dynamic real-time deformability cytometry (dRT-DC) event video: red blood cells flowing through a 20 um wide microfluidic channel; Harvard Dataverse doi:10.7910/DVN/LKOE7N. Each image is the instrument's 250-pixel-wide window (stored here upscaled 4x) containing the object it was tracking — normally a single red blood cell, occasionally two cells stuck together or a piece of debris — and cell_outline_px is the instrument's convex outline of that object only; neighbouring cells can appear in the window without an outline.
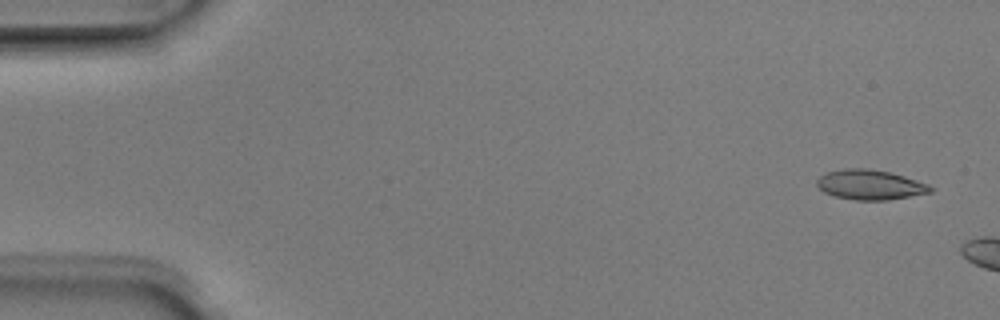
{"species": "Egyptian fruit bat (a non-hibernating species)", "species_latin": "Rousettus aegyptiacus", "temperature_condition": "room temperature", "stored_images_in_passage": 3, "camera_frame_rate_fps": 3000, "um_per_image_px": 0.085, "animal": {"sex": "male"}, "frame": {"image": 1, "passage_image": 1, "time_ms": 0.0, "image_size_px": [1000, 320], "cell_outline_px": [[936, 188], [932, 192], [888, 200], [856, 200], [836, 196], [824, 192], [816, 184], [816, 180], [824, 172], [844, 168], [868, 168], [888, 172], [904, 176], [928, 184]], "centroid_in_image_um": [73.96, 15.69], "position_along_channel_um": 11.0, "area_um2": 19.83}}